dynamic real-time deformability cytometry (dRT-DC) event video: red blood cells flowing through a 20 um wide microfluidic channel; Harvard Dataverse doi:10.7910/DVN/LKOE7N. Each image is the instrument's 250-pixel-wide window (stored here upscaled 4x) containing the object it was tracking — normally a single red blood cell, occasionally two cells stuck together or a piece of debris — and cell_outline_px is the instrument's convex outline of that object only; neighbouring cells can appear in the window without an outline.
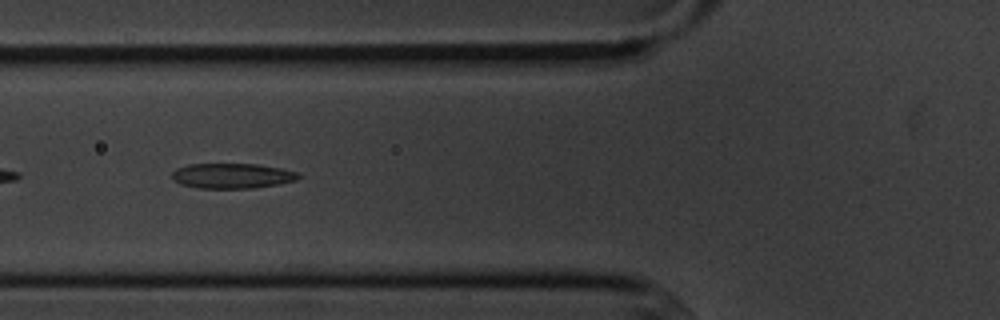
{"species": "common noctule bat (a hibernating species)", "species_latin": "Nyctalus noctula", "temperature_condition": "cold", "stored_images_in_passage": 8, "camera_frame_rate_fps": 3000, "um_per_image_px": 0.085, "animal": {"sex": "male", "body_mass_g": 20.1, "forearm_length_mm": 53.5}, "frame": {"image": 1, "passage_image": 6, "time_ms": 6.0, "image_size_px": [1000, 320], "cell_outline_px": [[300, 176], [296, 180], [280, 184], [252, 188], [200, 188], [180, 184], [172, 180], [172, 172], [176, 168], [188, 164], [256, 164], [280, 168], [300, 172]], "centroid_in_image_um": [19.73, 14.94], "position_along_channel_um": 106.1, "area_um2": 18.61}}
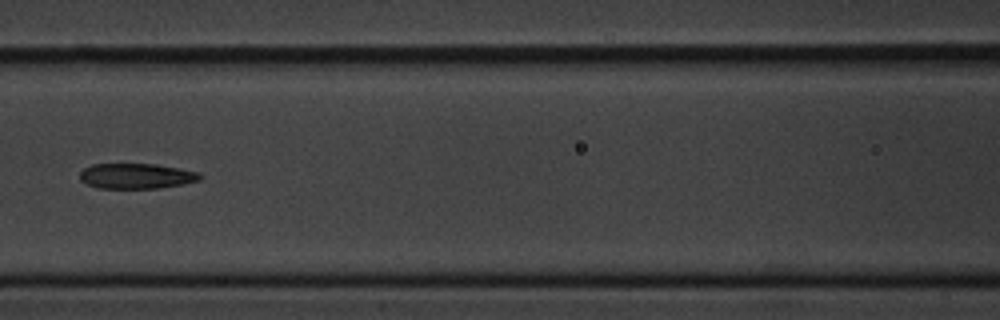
{"frame": {"image": 2, "passage_image": 7, "time_ms": 7.333, "image_size_px": [1000, 320], "cell_outline_px": [[204, 176], [200, 180], [180, 184], [156, 188], [96, 188], [80, 180], [80, 172], [84, 168], [92, 164], [156, 164], [180, 168], [200, 172]], "centroid_in_image_um": [11.6, 14.95], "position_along_channel_um": 155.0, "area_um2": 17.74}}
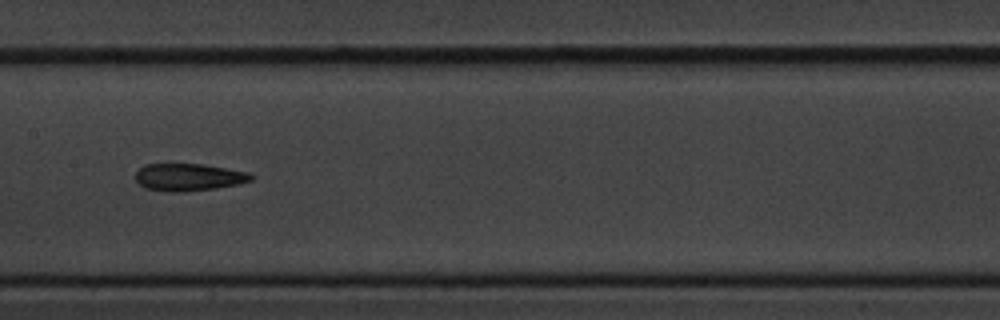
{"frame": {"image": 3, "passage_image": 8, "time_ms": 8.333, "image_size_px": [1000, 320], "cell_outline_px": [[252, 180], [236, 184], [212, 188], [184, 192], [168, 192], [144, 188], [136, 180], [136, 172], [144, 164], [204, 164], [248, 172], [252, 176]], "centroid_in_image_um": [15.99, 15.06], "position_along_channel_um": 191.4, "area_um2": 18.26}}